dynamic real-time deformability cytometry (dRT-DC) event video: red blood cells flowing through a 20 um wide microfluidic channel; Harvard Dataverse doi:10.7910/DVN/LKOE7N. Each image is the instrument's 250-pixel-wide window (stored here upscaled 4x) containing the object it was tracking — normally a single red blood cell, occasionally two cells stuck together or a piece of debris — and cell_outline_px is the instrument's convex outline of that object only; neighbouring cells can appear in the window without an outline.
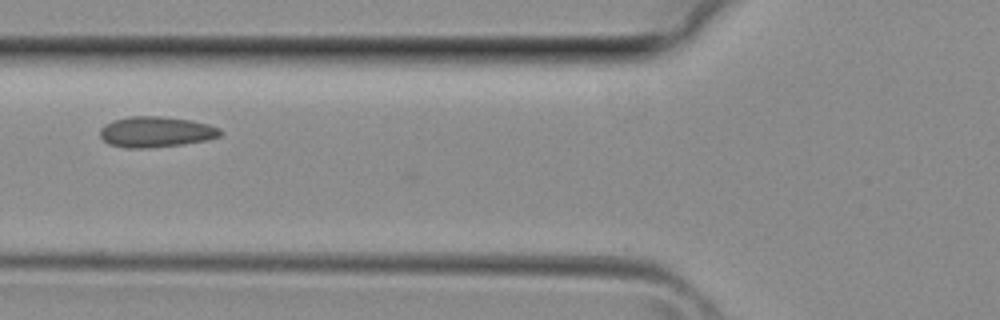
{"species": "common noctule bat (a hibernating species)", "species_latin": "Nyctalus noctula", "temperature_condition": "room temperature", "stored_images_in_passage": 32, "camera_frame_rate_fps": 3000, "um_per_image_px": 0.085, "animal": {"sex": "female", "body_mass_g": 29.2, "forearm_length_mm": 56.3}, "frame": {"image": 1, "passage_image": 12, "time_ms": 3.667, "image_size_px": [1000, 320], "cell_outline_px": [[224, 132], [220, 136], [208, 140], [184, 144], [148, 148], [124, 148], [108, 144], [100, 136], [100, 128], [104, 124], [112, 120], [128, 116], [164, 116], [192, 120], [208, 124], [220, 128]], "centroid_in_image_um": [13.26, 11.2], "position_along_channel_um": 112.5, "area_um2": 21.91}}
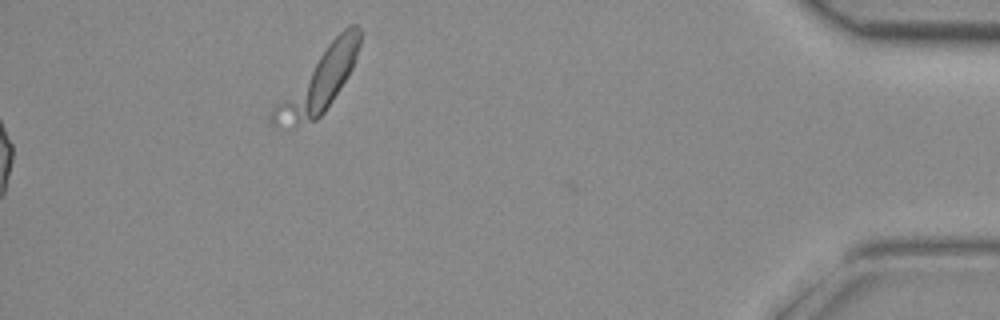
{"frame": {"image": 2, "passage_image": 32, "time_ms": 10.333, "image_size_px": [1000, 320], "cell_outline_px": [[360, 44], [352, 68], [348, 76], [324, 112], [316, 120], [292, 128], [276, 128], [268, 120], [268, 112], [328, 44], [348, 24], [356, 24], [360, 28]], "centroid_in_image_um": [27.03, 6.99], "position_along_channel_um": 408.2, "area_um2": 30.92}}